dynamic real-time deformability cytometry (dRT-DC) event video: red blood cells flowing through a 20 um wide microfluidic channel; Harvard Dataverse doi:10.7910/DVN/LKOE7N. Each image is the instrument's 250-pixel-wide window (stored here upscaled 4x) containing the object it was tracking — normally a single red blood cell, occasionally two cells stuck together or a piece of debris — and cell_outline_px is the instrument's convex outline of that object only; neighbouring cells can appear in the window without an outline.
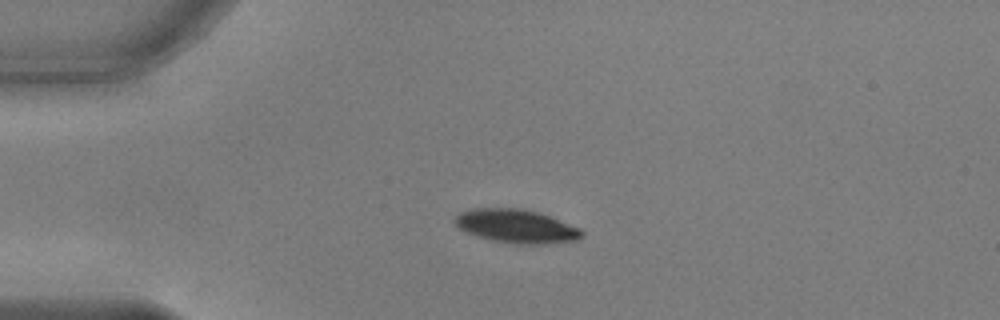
{"species": "common noctule bat (a hibernating species)", "species_latin": "Nyctalus noctula", "temperature_condition": "warm", "stored_images_in_passage": 41, "camera_frame_rate_fps": 3000, "um_per_image_px": 0.085, "animal": {"sex": "male", "body_mass_g": 17.9, "forearm_length_mm": 54.2}, "frame": {"image": 1, "passage_image": 1, "time_ms": 0.0, "image_size_px": [1000, 320], "cell_outline_px": [[584, 236], [576, 240], [544, 244], [516, 244], [492, 240], [468, 232], [460, 228], [452, 220], [460, 212], [472, 208], [520, 208], [536, 212], [548, 216], [580, 228], [584, 232]], "centroid_in_image_um": [43.89, 19.22], "position_along_channel_um": 41.1, "area_um2": 24.57}}
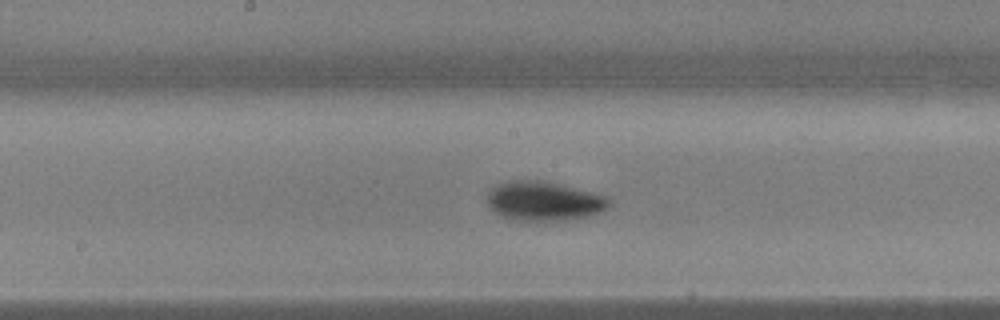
{"frame": {"image": 2, "passage_image": 16, "time_ms": 5.0, "image_size_px": [1000, 320], "cell_outline_px": [[612, 204], [608, 208], [592, 216], [564, 220], [508, 220], [496, 212], [488, 204], [488, 192], [492, 184], [508, 180], [540, 180], [560, 184], [608, 196]], "centroid_in_image_um": [46.23, 17.08], "position_along_channel_um": 202.0, "area_um2": 28.26}}
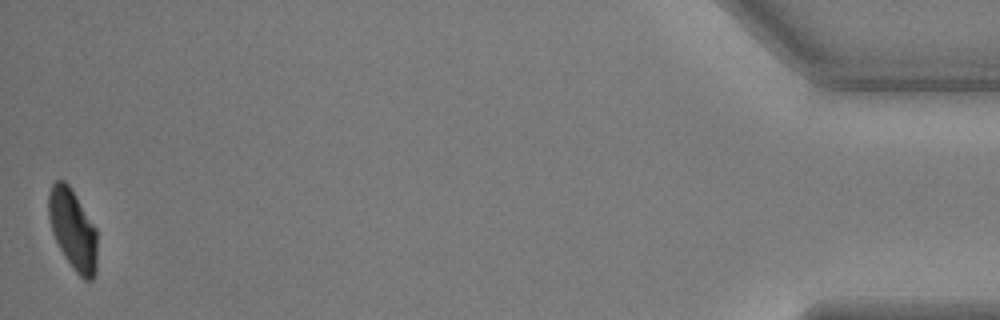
{"frame": {"image": 3, "passage_image": 41, "time_ms": 13.333, "image_size_px": [1000, 320], "cell_outline_px": [[96, 272], [92, 280], [84, 280], [72, 268], [64, 256], [52, 232], [48, 216], [48, 192], [52, 184], [56, 180], [64, 180], [68, 184], [76, 196], [96, 228]], "centroid_in_image_um": [6.18, 19.51], "position_along_channel_um": 429.0, "area_um2": 22.72}, "authors_computed_cell_mechanics": {"area_um2": 26.7036, "velocity_mm_per_s": 3.7899, "shape_relaxation_time_tau1_ms": 2.4725, "shape_relaxation_time_tau2_ms": 2.2288, "deformation_change_tau1": 0.1303, "deformation_change_tau2": 0.0483}}